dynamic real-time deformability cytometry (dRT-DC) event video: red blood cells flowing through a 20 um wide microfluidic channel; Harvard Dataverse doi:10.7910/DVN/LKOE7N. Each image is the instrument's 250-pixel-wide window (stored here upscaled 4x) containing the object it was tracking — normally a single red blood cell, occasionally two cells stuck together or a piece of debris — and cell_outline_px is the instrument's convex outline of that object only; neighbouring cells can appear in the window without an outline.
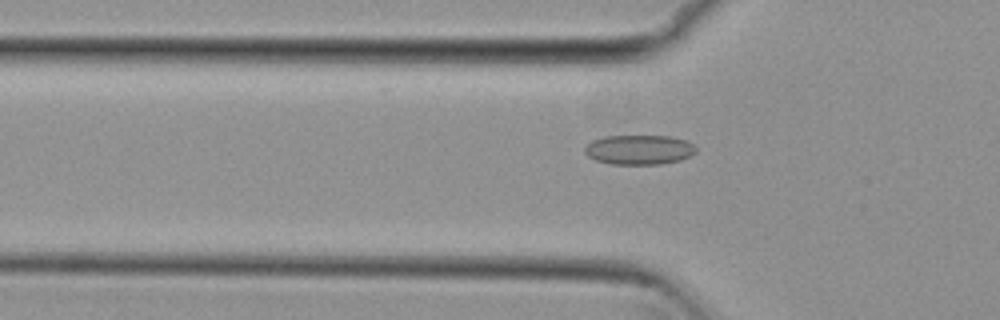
{"species": "common noctule bat (a hibernating species)", "species_latin": "Nyctalus noctula", "temperature_condition": "cold", "stored_images_in_passage": 52, "camera_frame_rate_fps": 3000, "um_per_image_px": 0.085, "animal": {"sex": "female", "body_mass_g": 29.2, "forearm_length_mm": 56.3}, "frame": {"image": 1, "passage_image": 16, "time_ms": 5.0, "image_size_px": [1000, 320], "cell_outline_px": [[696, 152], [680, 160], [660, 164], [612, 164], [596, 160], [588, 156], [584, 152], [584, 148], [592, 140], [604, 136], [668, 136], [688, 140], [696, 148]], "centroid_in_image_um": [54.32, 12.72], "position_along_channel_um": 71.5, "area_um2": 19.19}}
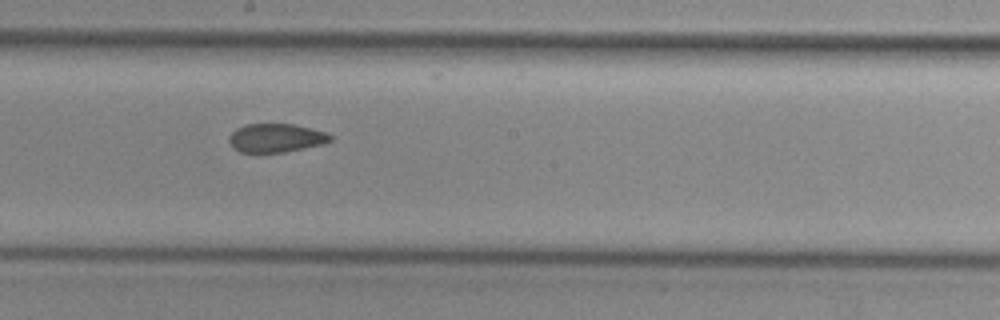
{"frame": {"image": 2, "passage_image": 28, "time_ms": 9.0, "image_size_px": [1000, 320], "cell_outline_px": [[332, 140], [324, 144], [284, 152], [240, 152], [232, 148], [228, 140], [228, 136], [236, 128], [244, 124], [292, 124], [324, 132], [332, 136]], "centroid_in_image_um": [23.41, 11.73], "position_along_channel_um": 224.8, "area_um2": 16.88}}
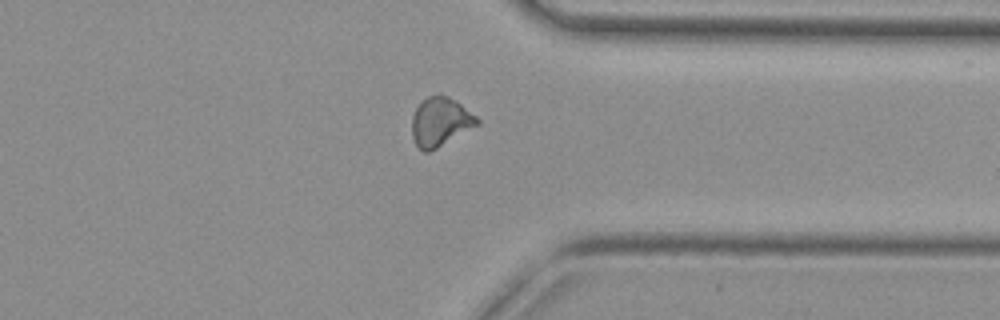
{"frame": {"image": 3, "passage_image": 40, "time_ms": 13.0, "image_size_px": [1000, 320], "cell_outline_px": [[480, 124], [436, 148], [428, 152], [424, 152], [416, 144], [412, 136], [412, 116], [416, 108], [428, 96], [448, 96], [456, 100], [476, 116], [480, 120]], "centroid_in_image_um": [37.44, 10.36], "position_along_channel_um": 374.0, "area_um2": 18.26}, "authors_computed_cell_mechanics": {"area_um2": 18.1492, "velocity_mm_per_s": 3.8245, "shape_relaxation_time_tau1_ms": null, "shape_relaxation_time_tau2_ms": 2.0176, "deformation_change_tau1": null, "deformation_change_tau2": 0.077}}